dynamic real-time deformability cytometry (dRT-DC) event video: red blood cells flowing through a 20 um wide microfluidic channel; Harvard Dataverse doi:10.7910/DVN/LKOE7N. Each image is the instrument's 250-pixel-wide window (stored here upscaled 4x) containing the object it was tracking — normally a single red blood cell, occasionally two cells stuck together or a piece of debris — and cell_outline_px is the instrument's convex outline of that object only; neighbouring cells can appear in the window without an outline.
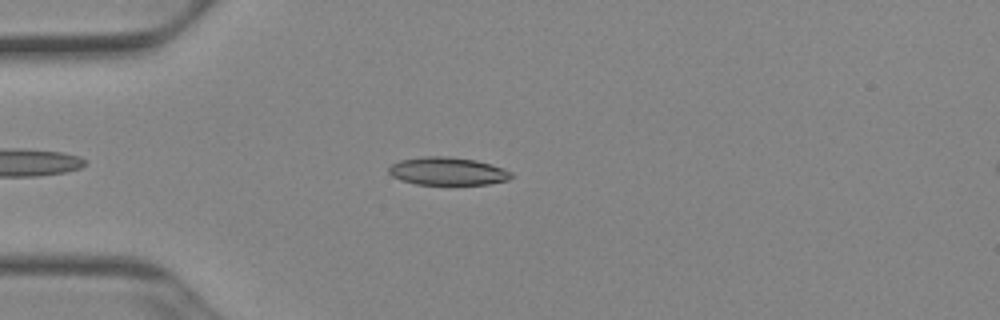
{"species": "Egyptian fruit bat (a non-hibernating species)", "species_latin": "Rousettus aegyptiacus", "temperature_condition": "cold", "stored_images_in_passage": 42, "camera_frame_rate_fps": 3000, "um_per_image_px": 0.085, "animal": {"sex": "female"}, "frame": {"image": 1, "passage_image": 8, "time_ms": 2.333, "image_size_px": [1000, 320], "cell_outline_px": [[512, 176], [508, 180], [488, 184], [416, 184], [400, 180], [392, 176], [388, 172], [388, 168], [392, 164], [400, 160], [424, 156], [448, 156], [476, 160], [504, 168], [512, 172]], "centroid_in_image_um": [38.04, 14.55], "position_along_channel_um": 47.0, "area_um2": 19.94}}
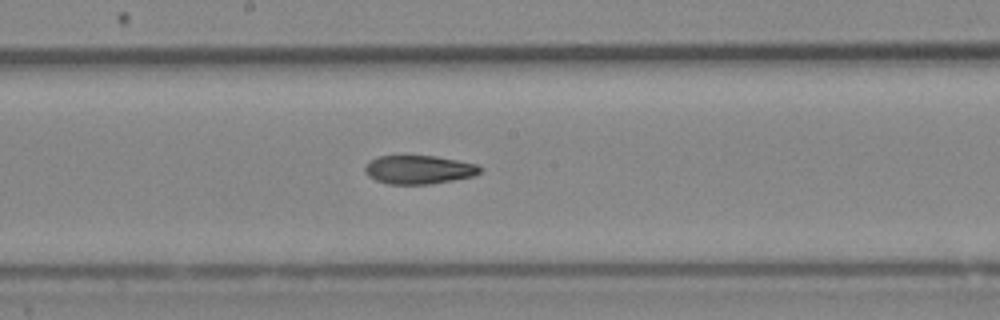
{"frame": {"image": 2, "passage_image": 22, "time_ms": 7.0, "image_size_px": [1000, 320], "cell_outline_px": [[484, 168], [476, 176], [432, 184], [388, 184], [376, 180], [368, 176], [364, 172], [364, 168], [368, 160], [376, 156], [436, 156], [476, 164]], "centroid_in_image_um": [35.6, 14.42], "position_along_channel_um": 212.6, "area_um2": 19.42}}
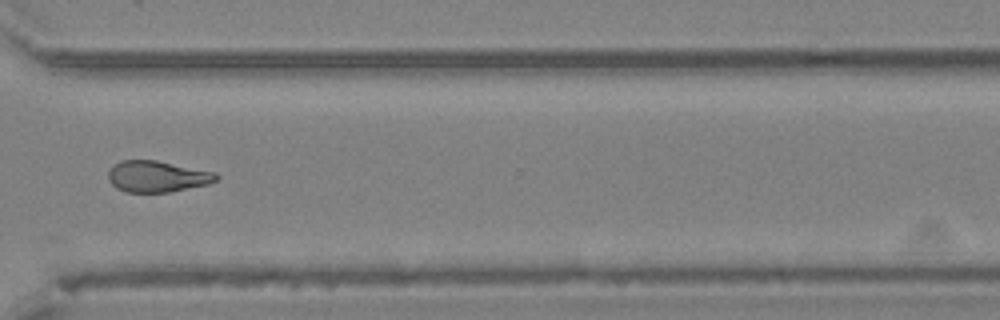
{"frame": {"image": 3, "passage_image": 33, "time_ms": 10.667, "image_size_px": [1000, 320], "cell_outline_px": [[220, 176], [216, 180], [208, 184], [168, 192], [124, 192], [116, 188], [108, 180], [108, 172], [112, 164], [120, 160], [156, 160], [216, 172]], "centroid_in_image_um": [13.33, 14.99], "position_along_channel_um": 357.3, "area_um2": 19.83}, "authors_computed_cell_mechanics": {"area_um2": 19.7965, "velocity_mm_per_s": 3.936, "shape_relaxation_time_tau1_ms": 8.1479, "shape_relaxation_time_tau2_ms": 5.5416, "deformation_change_tau1": 0.1868, "deformation_change_tau2": 0.1285}}